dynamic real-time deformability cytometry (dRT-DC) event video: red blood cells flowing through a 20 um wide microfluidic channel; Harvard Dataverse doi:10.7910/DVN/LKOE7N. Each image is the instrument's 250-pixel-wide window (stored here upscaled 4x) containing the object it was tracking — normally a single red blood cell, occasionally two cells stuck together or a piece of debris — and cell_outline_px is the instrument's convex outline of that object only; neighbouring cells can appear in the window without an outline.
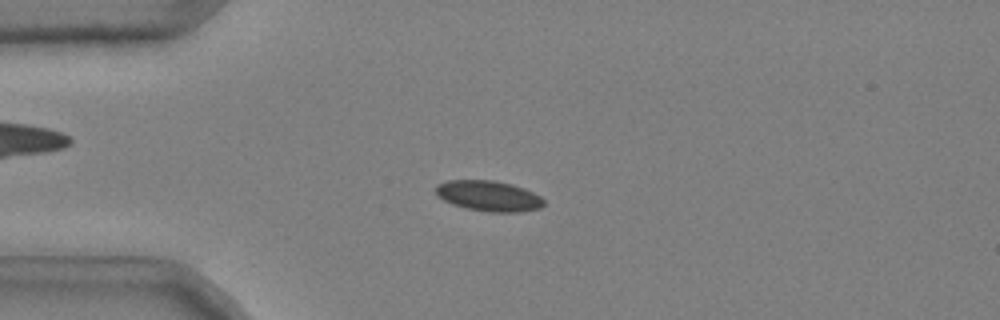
{"species": "common noctule bat (a hibernating species)", "species_latin": "Nyctalus noctula", "temperature_condition": "cold", "stored_images_in_passage": 52, "camera_frame_rate_fps": 3000, "um_per_image_px": 0.085, "animal": {"sex": "male", "body_mass_g": 20.4}, "frame": {"image": 1, "passage_image": 13, "time_ms": 4.0, "image_size_px": [1000, 320], "cell_outline_px": [[544, 204], [540, 208], [520, 212], [488, 212], [468, 208], [452, 204], [436, 196], [436, 184], [448, 180], [492, 180], [512, 184], [524, 188], [540, 196], [544, 200]], "centroid_in_image_um": [41.53, 16.65], "position_along_channel_um": 43.5, "area_um2": 19.25}}
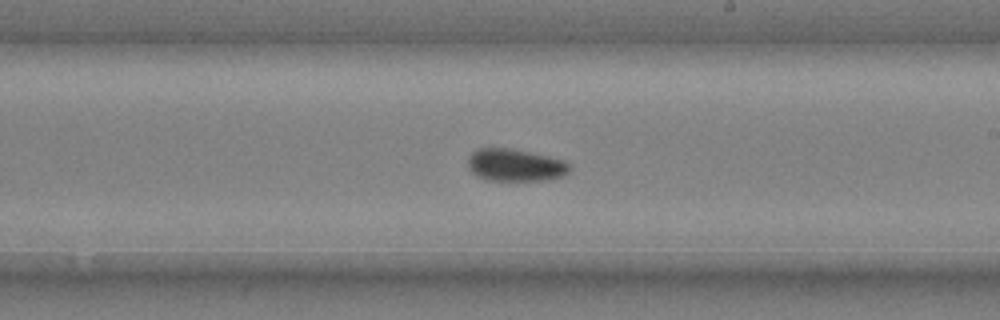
{"frame": {"image": 2, "passage_image": 31, "time_ms": 10.0, "image_size_px": [1000, 320], "cell_outline_px": [[572, 168], [564, 176], [548, 180], [488, 180], [476, 176], [468, 168], [468, 156], [476, 148], [512, 148], [548, 156], [564, 160]], "centroid_in_image_um": [43.79, 14.03], "position_along_channel_um": 245.2, "area_um2": 19.36}}
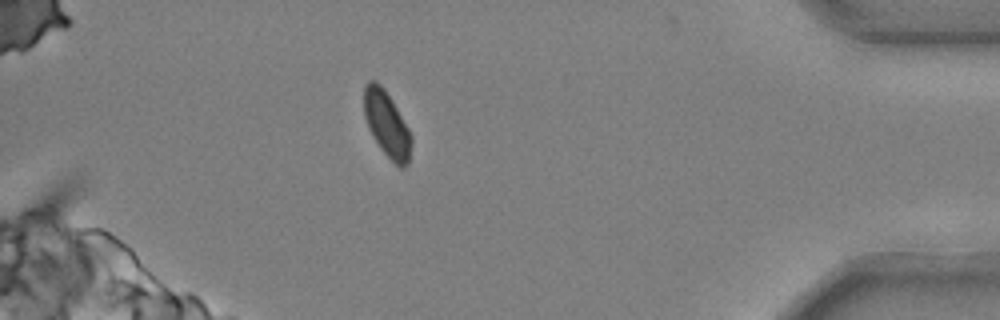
{"frame": {"image": 3, "passage_image": 47, "time_ms": 15.333, "image_size_px": [1000, 320], "cell_outline_px": [[412, 140], [408, 164], [404, 168], [400, 168], [380, 148], [372, 136], [368, 128], [364, 116], [364, 84], [368, 80], [376, 80], [384, 88], [408, 128], [412, 136]], "centroid_in_image_um": [32.86, 10.54], "position_along_channel_um": 402.3, "area_um2": 18.03}, "authors_computed_cell_mechanics": {"area_um2": 18.9584, "velocity_mm_per_s": 3.6854, "shape_relaxation_time_tau1_ms": 7.2752, "shape_relaxation_time_tau2_ms": null, "deformation_change_tau1": 0.0981, "deformation_change_tau2": null}}